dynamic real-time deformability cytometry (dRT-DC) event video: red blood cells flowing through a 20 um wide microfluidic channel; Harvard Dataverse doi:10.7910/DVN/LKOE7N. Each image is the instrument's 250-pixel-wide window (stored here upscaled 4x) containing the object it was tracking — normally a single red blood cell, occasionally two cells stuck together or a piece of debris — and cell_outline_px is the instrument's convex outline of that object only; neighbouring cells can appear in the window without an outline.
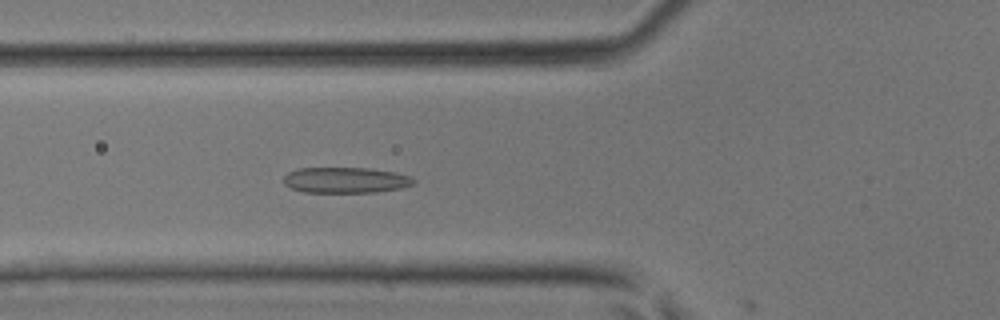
{"species": "common noctule bat (a hibernating species)", "species_latin": "Nyctalus noctula", "temperature_condition": "room temperature", "stored_images_in_passage": 14, "camera_frame_rate_fps": 3000, "um_per_image_px": 0.085, "animal": {"sex": "male", "body_mass_g": 17.9, "forearm_length_mm": 54.2}, "frame": {"image": 1, "passage_image": 13, "time_ms": 4.0, "image_size_px": [1000, 320], "cell_outline_px": [[416, 184], [400, 188], [376, 192], [304, 192], [292, 188], [284, 184], [284, 176], [288, 172], [296, 168], [372, 168], [412, 176], [416, 180]], "centroid_in_image_um": [29.4, 15.3], "position_along_channel_um": 96.4, "area_um2": 19.59}}